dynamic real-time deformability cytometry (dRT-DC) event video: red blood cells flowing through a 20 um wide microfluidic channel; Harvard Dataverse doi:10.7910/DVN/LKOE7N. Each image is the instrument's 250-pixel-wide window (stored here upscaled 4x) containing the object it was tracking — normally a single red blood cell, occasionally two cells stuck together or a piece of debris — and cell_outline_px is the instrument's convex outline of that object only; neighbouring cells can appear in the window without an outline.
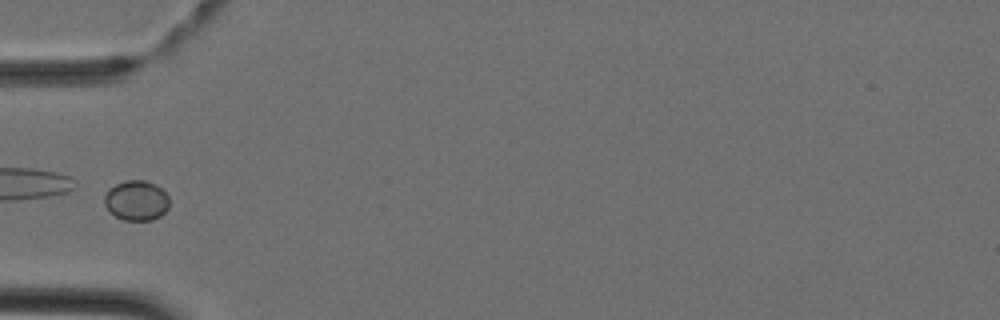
{"species": "Egyptian fruit bat (a non-hibernating species)", "species_latin": "Rousettus aegyptiacus", "temperature_condition": "cold", "stored_images_in_passage": 5, "camera_frame_rate_fps": 3000, "um_per_image_px": 0.085, "animal": {"sex": "female"}, "frame": {"image": 1, "passage_image": 5, "time_ms": 1.333, "image_size_px": [1000, 320], "cell_outline_px": [[168, 208], [160, 216], [152, 220], [124, 220], [108, 212], [104, 204], [104, 196], [108, 188], [116, 184], [128, 180], [144, 180], [156, 184], [168, 196]], "centroid_in_image_um": [11.56, 17.04], "position_along_channel_um": 73.4, "area_um2": 15.2}}